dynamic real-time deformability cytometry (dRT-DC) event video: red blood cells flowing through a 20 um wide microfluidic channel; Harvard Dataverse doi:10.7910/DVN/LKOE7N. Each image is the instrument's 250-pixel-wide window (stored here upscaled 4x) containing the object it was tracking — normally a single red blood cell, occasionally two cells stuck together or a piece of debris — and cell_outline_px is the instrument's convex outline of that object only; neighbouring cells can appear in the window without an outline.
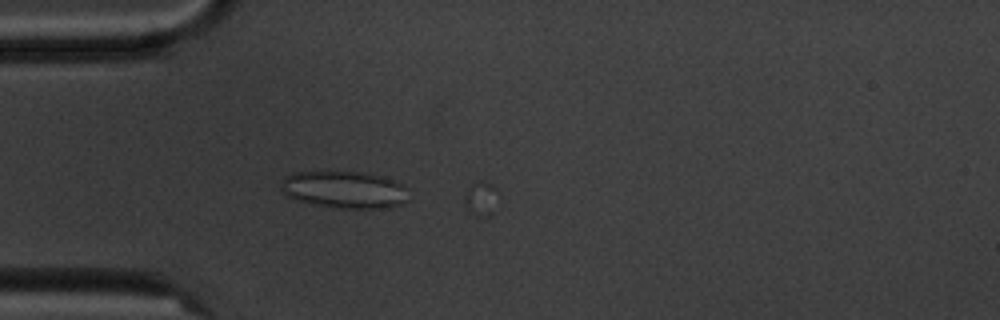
{"species": "common noctule bat (a hibernating species)", "species_latin": "Nyctalus noctula", "temperature_condition": "cold", "stored_images_in_passage": 5, "camera_frame_rate_fps": 3000, "um_per_image_px": 0.085, "animal": {"sex": "male", "body_mass_g": 20.1, "forearm_length_mm": 53.5}, "frame": {"image": 1, "passage_image": 5, "time_ms": 4.667, "image_size_px": [1000, 320], "cell_outline_px": [[408, 200], [400, 204], [388, 208], [332, 208], [312, 204], [296, 200], [288, 196], [280, 188], [280, 184], [284, 176], [292, 172], [364, 172], [380, 176], [392, 180], [400, 184], [404, 188]], "centroid_in_image_um": [29.21, 16.13], "position_along_channel_um": 55.8, "area_um2": 27.57}}